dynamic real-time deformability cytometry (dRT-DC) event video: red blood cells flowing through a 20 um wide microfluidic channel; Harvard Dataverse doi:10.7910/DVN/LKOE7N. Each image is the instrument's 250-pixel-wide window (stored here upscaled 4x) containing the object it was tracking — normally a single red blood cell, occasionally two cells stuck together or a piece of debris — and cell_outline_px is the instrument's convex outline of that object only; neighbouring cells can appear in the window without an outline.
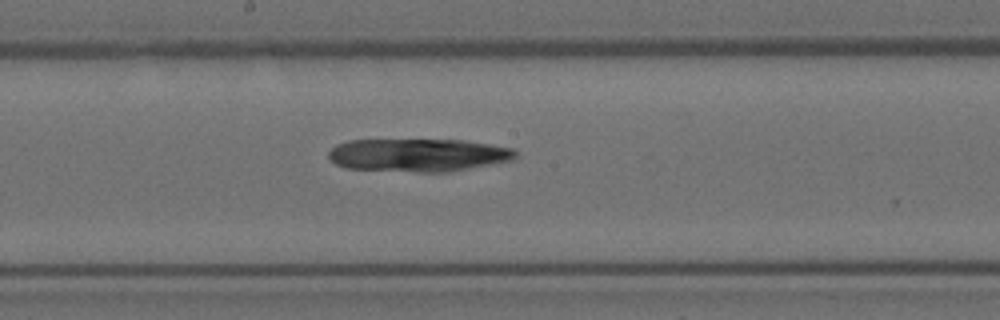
{"species": "Egyptian fruit bat (a non-hibernating species)", "species_latin": "Rousettus aegyptiacus", "temperature_condition": "room temperature", "stored_images_in_passage": 15, "camera_frame_rate_fps": 3000, "um_per_image_px": 0.085, "animal": {"sex": "female"}, "frame": {"image": 1, "passage_image": 11, "time_ms": 3.333, "image_size_px": [1000, 320], "cell_outline_px": [[516, 156], [512, 160], [448, 172], [416, 172], [348, 168], [336, 164], [328, 156], [328, 152], [336, 144], [348, 140], [464, 140], [512, 148], [516, 152]], "centroid_in_image_um": [35.52, 13.18], "position_along_channel_um": 212.7, "area_um2": 35.78}}